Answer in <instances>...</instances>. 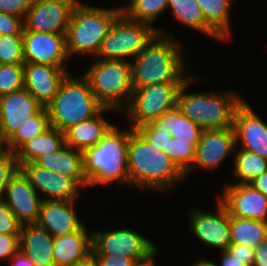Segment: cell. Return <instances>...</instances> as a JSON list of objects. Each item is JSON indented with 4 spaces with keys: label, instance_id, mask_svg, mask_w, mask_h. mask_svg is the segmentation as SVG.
Listing matches in <instances>:
<instances>
[{
    "label": "cell",
    "instance_id": "1",
    "mask_svg": "<svg viewBox=\"0 0 267 266\" xmlns=\"http://www.w3.org/2000/svg\"><path fill=\"white\" fill-rule=\"evenodd\" d=\"M164 29L159 26L158 34L130 61L133 87L184 83L191 76L186 50L176 42L173 33Z\"/></svg>",
    "mask_w": 267,
    "mask_h": 266
},
{
    "label": "cell",
    "instance_id": "32",
    "mask_svg": "<svg viewBox=\"0 0 267 266\" xmlns=\"http://www.w3.org/2000/svg\"><path fill=\"white\" fill-rule=\"evenodd\" d=\"M51 127L47 108H42L35 116L25 121L7 141V149L15 153L24 143L44 133Z\"/></svg>",
    "mask_w": 267,
    "mask_h": 266
},
{
    "label": "cell",
    "instance_id": "19",
    "mask_svg": "<svg viewBox=\"0 0 267 266\" xmlns=\"http://www.w3.org/2000/svg\"><path fill=\"white\" fill-rule=\"evenodd\" d=\"M43 106L26 89L0 96L1 133L8 141L17 129Z\"/></svg>",
    "mask_w": 267,
    "mask_h": 266
},
{
    "label": "cell",
    "instance_id": "52",
    "mask_svg": "<svg viewBox=\"0 0 267 266\" xmlns=\"http://www.w3.org/2000/svg\"><path fill=\"white\" fill-rule=\"evenodd\" d=\"M125 1V3H127V4H125V5H121L120 7L118 6L117 8H116V6L114 7V9L119 13V14H124L136 1H138V0H124Z\"/></svg>",
    "mask_w": 267,
    "mask_h": 266
},
{
    "label": "cell",
    "instance_id": "26",
    "mask_svg": "<svg viewBox=\"0 0 267 266\" xmlns=\"http://www.w3.org/2000/svg\"><path fill=\"white\" fill-rule=\"evenodd\" d=\"M179 24L192 31L210 36L214 40L225 41L206 23L201 7L196 0H168L167 11ZM172 12V13H171Z\"/></svg>",
    "mask_w": 267,
    "mask_h": 266
},
{
    "label": "cell",
    "instance_id": "38",
    "mask_svg": "<svg viewBox=\"0 0 267 266\" xmlns=\"http://www.w3.org/2000/svg\"><path fill=\"white\" fill-rule=\"evenodd\" d=\"M19 169L16 161L15 153L7 150L4 154L0 155V199L10 178Z\"/></svg>",
    "mask_w": 267,
    "mask_h": 266
},
{
    "label": "cell",
    "instance_id": "24",
    "mask_svg": "<svg viewBox=\"0 0 267 266\" xmlns=\"http://www.w3.org/2000/svg\"><path fill=\"white\" fill-rule=\"evenodd\" d=\"M115 110L104 108L99 114L91 119L81 121L67 129L65 134V144L83 151L95 146L102 137L115 125L105 118L104 114Z\"/></svg>",
    "mask_w": 267,
    "mask_h": 266
},
{
    "label": "cell",
    "instance_id": "5",
    "mask_svg": "<svg viewBox=\"0 0 267 266\" xmlns=\"http://www.w3.org/2000/svg\"><path fill=\"white\" fill-rule=\"evenodd\" d=\"M46 108L50 125L60 132L93 118L104 109L95 98L86 77L83 74L74 77L70 72L60 82L55 97Z\"/></svg>",
    "mask_w": 267,
    "mask_h": 266
},
{
    "label": "cell",
    "instance_id": "44",
    "mask_svg": "<svg viewBox=\"0 0 267 266\" xmlns=\"http://www.w3.org/2000/svg\"><path fill=\"white\" fill-rule=\"evenodd\" d=\"M100 266H132L133 259L127 256L95 254Z\"/></svg>",
    "mask_w": 267,
    "mask_h": 266
},
{
    "label": "cell",
    "instance_id": "28",
    "mask_svg": "<svg viewBox=\"0 0 267 266\" xmlns=\"http://www.w3.org/2000/svg\"><path fill=\"white\" fill-rule=\"evenodd\" d=\"M156 129H164L171 133L177 141H199L202 129L191 119L184 116L176 106L166 111L151 123Z\"/></svg>",
    "mask_w": 267,
    "mask_h": 266
},
{
    "label": "cell",
    "instance_id": "29",
    "mask_svg": "<svg viewBox=\"0 0 267 266\" xmlns=\"http://www.w3.org/2000/svg\"><path fill=\"white\" fill-rule=\"evenodd\" d=\"M201 7L206 23L225 41L232 33L231 6L235 0H196ZM231 18V19H230Z\"/></svg>",
    "mask_w": 267,
    "mask_h": 266
},
{
    "label": "cell",
    "instance_id": "43",
    "mask_svg": "<svg viewBox=\"0 0 267 266\" xmlns=\"http://www.w3.org/2000/svg\"><path fill=\"white\" fill-rule=\"evenodd\" d=\"M233 258L244 261L245 266H253L255 250L241 244H230L226 250Z\"/></svg>",
    "mask_w": 267,
    "mask_h": 266
},
{
    "label": "cell",
    "instance_id": "12",
    "mask_svg": "<svg viewBox=\"0 0 267 266\" xmlns=\"http://www.w3.org/2000/svg\"><path fill=\"white\" fill-rule=\"evenodd\" d=\"M81 0H33L23 20L24 29L66 34L75 7Z\"/></svg>",
    "mask_w": 267,
    "mask_h": 266
},
{
    "label": "cell",
    "instance_id": "37",
    "mask_svg": "<svg viewBox=\"0 0 267 266\" xmlns=\"http://www.w3.org/2000/svg\"><path fill=\"white\" fill-rule=\"evenodd\" d=\"M137 131L157 149L166 152L169 140L172 138L171 133L164 129H156L152 124L144 125Z\"/></svg>",
    "mask_w": 267,
    "mask_h": 266
},
{
    "label": "cell",
    "instance_id": "10",
    "mask_svg": "<svg viewBox=\"0 0 267 266\" xmlns=\"http://www.w3.org/2000/svg\"><path fill=\"white\" fill-rule=\"evenodd\" d=\"M157 245L132 228H112L104 231L92 230V252L131 257L133 260L145 257Z\"/></svg>",
    "mask_w": 267,
    "mask_h": 266
},
{
    "label": "cell",
    "instance_id": "9",
    "mask_svg": "<svg viewBox=\"0 0 267 266\" xmlns=\"http://www.w3.org/2000/svg\"><path fill=\"white\" fill-rule=\"evenodd\" d=\"M183 83H161L133 87L131 100L121 113L133 130L153 123L166 111L177 106V97Z\"/></svg>",
    "mask_w": 267,
    "mask_h": 266
},
{
    "label": "cell",
    "instance_id": "7",
    "mask_svg": "<svg viewBox=\"0 0 267 266\" xmlns=\"http://www.w3.org/2000/svg\"><path fill=\"white\" fill-rule=\"evenodd\" d=\"M91 60L83 75L88 80L95 98L104 108L122 113L127 108L134 90L131 62L99 58Z\"/></svg>",
    "mask_w": 267,
    "mask_h": 266
},
{
    "label": "cell",
    "instance_id": "20",
    "mask_svg": "<svg viewBox=\"0 0 267 266\" xmlns=\"http://www.w3.org/2000/svg\"><path fill=\"white\" fill-rule=\"evenodd\" d=\"M24 89L46 108L55 97L62 79L69 73L68 67H54L25 62Z\"/></svg>",
    "mask_w": 267,
    "mask_h": 266
},
{
    "label": "cell",
    "instance_id": "14",
    "mask_svg": "<svg viewBox=\"0 0 267 266\" xmlns=\"http://www.w3.org/2000/svg\"><path fill=\"white\" fill-rule=\"evenodd\" d=\"M19 169L43 200H77L83 188L72 178L37 165L22 164Z\"/></svg>",
    "mask_w": 267,
    "mask_h": 266
},
{
    "label": "cell",
    "instance_id": "15",
    "mask_svg": "<svg viewBox=\"0 0 267 266\" xmlns=\"http://www.w3.org/2000/svg\"><path fill=\"white\" fill-rule=\"evenodd\" d=\"M24 61L54 67H66L69 56L66 34L28 31L23 28Z\"/></svg>",
    "mask_w": 267,
    "mask_h": 266
},
{
    "label": "cell",
    "instance_id": "17",
    "mask_svg": "<svg viewBox=\"0 0 267 266\" xmlns=\"http://www.w3.org/2000/svg\"><path fill=\"white\" fill-rule=\"evenodd\" d=\"M2 200L21 225L38 222L43 199L20 169L10 178Z\"/></svg>",
    "mask_w": 267,
    "mask_h": 266
},
{
    "label": "cell",
    "instance_id": "53",
    "mask_svg": "<svg viewBox=\"0 0 267 266\" xmlns=\"http://www.w3.org/2000/svg\"><path fill=\"white\" fill-rule=\"evenodd\" d=\"M7 141L4 139L1 131H0V155L4 154L7 151Z\"/></svg>",
    "mask_w": 267,
    "mask_h": 266
},
{
    "label": "cell",
    "instance_id": "41",
    "mask_svg": "<svg viewBox=\"0 0 267 266\" xmlns=\"http://www.w3.org/2000/svg\"><path fill=\"white\" fill-rule=\"evenodd\" d=\"M33 0H0V12L21 17L23 20Z\"/></svg>",
    "mask_w": 267,
    "mask_h": 266
},
{
    "label": "cell",
    "instance_id": "11",
    "mask_svg": "<svg viewBox=\"0 0 267 266\" xmlns=\"http://www.w3.org/2000/svg\"><path fill=\"white\" fill-rule=\"evenodd\" d=\"M216 210L206 211L200 207L191 208L188 224L192 234L208 247L226 251L231 244L230 215L225 206L217 199Z\"/></svg>",
    "mask_w": 267,
    "mask_h": 266
},
{
    "label": "cell",
    "instance_id": "3",
    "mask_svg": "<svg viewBox=\"0 0 267 266\" xmlns=\"http://www.w3.org/2000/svg\"><path fill=\"white\" fill-rule=\"evenodd\" d=\"M128 128L114 125L95 146L82 151L87 188L97 185L106 187L116 183L129 187L127 146L133 129Z\"/></svg>",
    "mask_w": 267,
    "mask_h": 266
},
{
    "label": "cell",
    "instance_id": "33",
    "mask_svg": "<svg viewBox=\"0 0 267 266\" xmlns=\"http://www.w3.org/2000/svg\"><path fill=\"white\" fill-rule=\"evenodd\" d=\"M168 0H138L136 1L124 15L133 21L146 23L151 25L158 31V26H154V22L167 12Z\"/></svg>",
    "mask_w": 267,
    "mask_h": 266
},
{
    "label": "cell",
    "instance_id": "46",
    "mask_svg": "<svg viewBox=\"0 0 267 266\" xmlns=\"http://www.w3.org/2000/svg\"><path fill=\"white\" fill-rule=\"evenodd\" d=\"M159 248L156 246L151 252H149L145 257L136 259L133 261L132 266H156L154 258H156Z\"/></svg>",
    "mask_w": 267,
    "mask_h": 266
},
{
    "label": "cell",
    "instance_id": "2",
    "mask_svg": "<svg viewBox=\"0 0 267 266\" xmlns=\"http://www.w3.org/2000/svg\"><path fill=\"white\" fill-rule=\"evenodd\" d=\"M127 167L131 189L167 194L187 180L168 154L151 145L137 130H132L129 136Z\"/></svg>",
    "mask_w": 267,
    "mask_h": 266
},
{
    "label": "cell",
    "instance_id": "16",
    "mask_svg": "<svg viewBox=\"0 0 267 266\" xmlns=\"http://www.w3.org/2000/svg\"><path fill=\"white\" fill-rule=\"evenodd\" d=\"M218 199L230 216L267 221V197L249 183L225 184Z\"/></svg>",
    "mask_w": 267,
    "mask_h": 266
},
{
    "label": "cell",
    "instance_id": "31",
    "mask_svg": "<svg viewBox=\"0 0 267 266\" xmlns=\"http://www.w3.org/2000/svg\"><path fill=\"white\" fill-rule=\"evenodd\" d=\"M231 170L237 181L234 183H250L254 178L267 171V159L236 147Z\"/></svg>",
    "mask_w": 267,
    "mask_h": 266
},
{
    "label": "cell",
    "instance_id": "18",
    "mask_svg": "<svg viewBox=\"0 0 267 266\" xmlns=\"http://www.w3.org/2000/svg\"><path fill=\"white\" fill-rule=\"evenodd\" d=\"M233 130L237 148L267 159V124L246 100L235 111Z\"/></svg>",
    "mask_w": 267,
    "mask_h": 266
},
{
    "label": "cell",
    "instance_id": "27",
    "mask_svg": "<svg viewBox=\"0 0 267 266\" xmlns=\"http://www.w3.org/2000/svg\"><path fill=\"white\" fill-rule=\"evenodd\" d=\"M65 145V134L54 127L24 143L16 152L20 167L24 163L35 162L39 157L54 153Z\"/></svg>",
    "mask_w": 267,
    "mask_h": 266
},
{
    "label": "cell",
    "instance_id": "25",
    "mask_svg": "<svg viewBox=\"0 0 267 266\" xmlns=\"http://www.w3.org/2000/svg\"><path fill=\"white\" fill-rule=\"evenodd\" d=\"M35 163L48 170L72 177L82 188H87L83 173L82 152L67 144L54 153L39 157Z\"/></svg>",
    "mask_w": 267,
    "mask_h": 266
},
{
    "label": "cell",
    "instance_id": "35",
    "mask_svg": "<svg viewBox=\"0 0 267 266\" xmlns=\"http://www.w3.org/2000/svg\"><path fill=\"white\" fill-rule=\"evenodd\" d=\"M22 35H0V64H24Z\"/></svg>",
    "mask_w": 267,
    "mask_h": 266
},
{
    "label": "cell",
    "instance_id": "39",
    "mask_svg": "<svg viewBox=\"0 0 267 266\" xmlns=\"http://www.w3.org/2000/svg\"><path fill=\"white\" fill-rule=\"evenodd\" d=\"M21 226L8 205L0 199V234L20 235Z\"/></svg>",
    "mask_w": 267,
    "mask_h": 266
},
{
    "label": "cell",
    "instance_id": "30",
    "mask_svg": "<svg viewBox=\"0 0 267 266\" xmlns=\"http://www.w3.org/2000/svg\"><path fill=\"white\" fill-rule=\"evenodd\" d=\"M267 239V221L230 216L231 244H241L256 248Z\"/></svg>",
    "mask_w": 267,
    "mask_h": 266
},
{
    "label": "cell",
    "instance_id": "49",
    "mask_svg": "<svg viewBox=\"0 0 267 266\" xmlns=\"http://www.w3.org/2000/svg\"><path fill=\"white\" fill-rule=\"evenodd\" d=\"M221 263H217V266H245L244 261H240L236 258H233L227 251L219 252Z\"/></svg>",
    "mask_w": 267,
    "mask_h": 266
},
{
    "label": "cell",
    "instance_id": "6",
    "mask_svg": "<svg viewBox=\"0 0 267 266\" xmlns=\"http://www.w3.org/2000/svg\"><path fill=\"white\" fill-rule=\"evenodd\" d=\"M120 14L114 7H96L79 2L75 7L66 32V50L72 56L97 55L103 39Z\"/></svg>",
    "mask_w": 267,
    "mask_h": 266
},
{
    "label": "cell",
    "instance_id": "13",
    "mask_svg": "<svg viewBox=\"0 0 267 266\" xmlns=\"http://www.w3.org/2000/svg\"><path fill=\"white\" fill-rule=\"evenodd\" d=\"M235 149L236 140L233 127L202 130L199 142L196 145L193 164L185 173L186 178L192 172H198V169L216 171L218 167H221V164L224 165L223 162L228 157H234Z\"/></svg>",
    "mask_w": 267,
    "mask_h": 266
},
{
    "label": "cell",
    "instance_id": "51",
    "mask_svg": "<svg viewBox=\"0 0 267 266\" xmlns=\"http://www.w3.org/2000/svg\"><path fill=\"white\" fill-rule=\"evenodd\" d=\"M191 266H217L215 262L209 261V259L203 257H198L197 260Z\"/></svg>",
    "mask_w": 267,
    "mask_h": 266
},
{
    "label": "cell",
    "instance_id": "8",
    "mask_svg": "<svg viewBox=\"0 0 267 266\" xmlns=\"http://www.w3.org/2000/svg\"><path fill=\"white\" fill-rule=\"evenodd\" d=\"M158 34L151 25L128 19L120 14L110 27L95 58L131 61Z\"/></svg>",
    "mask_w": 267,
    "mask_h": 266
},
{
    "label": "cell",
    "instance_id": "22",
    "mask_svg": "<svg viewBox=\"0 0 267 266\" xmlns=\"http://www.w3.org/2000/svg\"><path fill=\"white\" fill-rule=\"evenodd\" d=\"M92 253V230L85 224L73 234L55 237L52 254L55 266H73Z\"/></svg>",
    "mask_w": 267,
    "mask_h": 266
},
{
    "label": "cell",
    "instance_id": "48",
    "mask_svg": "<svg viewBox=\"0 0 267 266\" xmlns=\"http://www.w3.org/2000/svg\"><path fill=\"white\" fill-rule=\"evenodd\" d=\"M249 184L267 197V171L254 178Z\"/></svg>",
    "mask_w": 267,
    "mask_h": 266
},
{
    "label": "cell",
    "instance_id": "34",
    "mask_svg": "<svg viewBox=\"0 0 267 266\" xmlns=\"http://www.w3.org/2000/svg\"><path fill=\"white\" fill-rule=\"evenodd\" d=\"M199 141H177L172 137L167 145L166 153L186 173L193 164L195 149Z\"/></svg>",
    "mask_w": 267,
    "mask_h": 266
},
{
    "label": "cell",
    "instance_id": "50",
    "mask_svg": "<svg viewBox=\"0 0 267 266\" xmlns=\"http://www.w3.org/2000/svg\"><path fill=\"white\" fill-rule=\"evenodd\" d=\"M73 266H100V265H99L97 257L92 252L86 258H84L83 260L78 261Z\"/></svg>",
    "mask_w": 267,
    "mask_h": 266
},
{
    "label": "cell",
    "instance_id": "40",
    "mask_svg": "<svg viewBox=\"0 0 267 266\" xmlns=\"http://www.w3.org/2000/svg\"><path fill=\"white\" fill-rule=\"evenodd\" d=\"M23 28L21 17L0 12V35H22Z\"/></svg>",
    "mask_w": 267,
    "mask_h": 266
},
{
    "label": "cell",
    "instance_id": "23",
    "mask_svg": "<svg viewBox=\"0 0 267 266\" xmlns=\"http://www.w3.org/2000/svg\"><path fill=\"white\" fill-rule=\"evenodd\" d=\"M53 240L54 238L37 223L21 226L20 251L33 260L36 266H55Z\"/></svg>",
    "mask_w": 267,
    "mask_h": 266
},
{
    "label": "cell",
    "instance_id": "45",
    "mask_svg": "<svg viewBox=\"0 0 267 266\" xmlns=\"http://www.w3.org/2000/svg\"><path fill=\"white\" fill-rule=\"evenodd\" d=\"M254 250L253 266H267V239L259 243Z\"/></svg>",
    "mask_w": 267,
    "mask_h": 266
},
{
    "label": "cell",
    "instance_id": "36",
    "mask_svg": "<svg viewBox=\"0 0 267 266\" xmlns=\"http://www.w3.org/2000/svg\"><path fill=\"white\" fill-rule=\"evenodd\" d=\"M23 64H0V96L23 89Z\"/></svg>",
    "mask_w": 267,
    "mask_h": 266
},
{
    "label": "cell",
    "instance_id": "47",
    "mask_svg": "<svg viewBox=\"0 0 267 266\" xmlns=\"http://www.w3.org/2000/svg\"><path fill=\"white\" fill-rule=\"evenodd\" d=\"M8 266H36L30 258H27L20 250L9 260Z\"/></svg>",
    "mask_w": 267,
    "mask_h": 266
},
{
    "label": "cell",
    "instance_id": "4",
    "mask_svg": "<svg viewBox=\"0 0 267 266\" xmlns=\"http://www.w3.org/2000/svg\"><path fill=\"white\" fill-rule=\"evenodd\" d=\"M199 78L191 74L183 83L178 93L177 107L202 130L233 127L235 111L245 100L243 96L233 89L225 92L210 89L190 93V88L200 80Z\"/></svg>",
    "mask_w": 267,
    "mask_h": 266
},
{
    "label": "cell",
    "instance_id": "21",
    "mask_svg": "<svg viewBox=\"0 0 267 266\" xmlns=\"http://www.w3.org/2000/svg\"><path fill=\"white\" fill-rule=\"evenodd\" d=\"M78 200H43L37 224L53 238L77 232L84 222L77 215Z\"/></svg>",
    "mask_w": 267,
    "mask_h": 266
},
{
    "label": "cell",
    "instance_id": "42",
    "mask_svg": "<svg viewBox=\"0 0 267 266\" xmlns=\"http://www.w3.org/2000/svg\"><path fill=\"white\" fill-rule=\"evenodd\" d=\"M19 236L0 234V260L9 261L20 250Z\"/></svg>",
    "mask_w": 267,
    "mask_h": 266
}]
</instances>
